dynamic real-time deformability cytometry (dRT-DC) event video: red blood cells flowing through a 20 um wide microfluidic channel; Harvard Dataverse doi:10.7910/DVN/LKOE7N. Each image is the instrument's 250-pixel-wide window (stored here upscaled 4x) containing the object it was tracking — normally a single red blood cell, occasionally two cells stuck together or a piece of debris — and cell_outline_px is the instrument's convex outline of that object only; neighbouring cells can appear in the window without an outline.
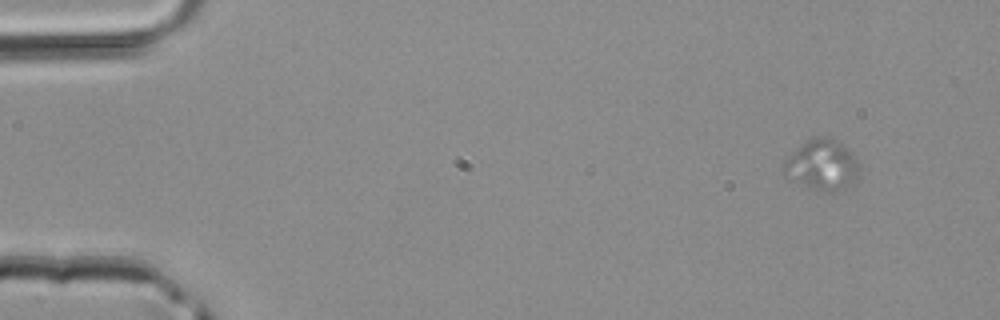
{"species": "common noctule bat (a hibernating species)", "species_latin": "Nyctalus noctula", "temperature_condition": "room temperature", "stored_images_in_passage": 3, "camera_frame_rate_fps": 3000, "um_per_image_px": 0.085, "animal": {"sex": "male", "body_mass_g": 20.4}, "frame": {"image": 1, "passage_image": 1, "time_ms": 0.0, "image_size_px": [1000, 320], "cell_outline_px": [[860, 172], [856, 180], [832, 192], [824, 192], [808, 188], [788, 180], [780, 168], [788, 156], [808, 136], [828, 136], [836, 140], [852, 152], [856, 156], [860, 164]], "centroid_in_image_um": [69.83, 14.0], "position_along_channel_um": 15.2, "area_um2": 23.0}}
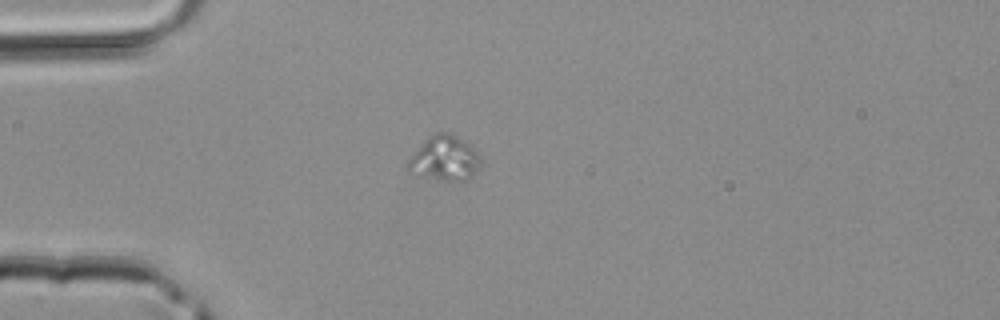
{"frame": {"image": 2, "passage_image": 3, "time_ms": 0.667, "image_size_px": [1000, 320], "cell_outline_px": [[484, 164], [468, 180], [440, 180], [408, 172], [408, 160], [428, 136], [436, 132], [452, 132], [476, 148], [484, 160]], "centroid_in_image_um": [37.88, 13.44], "position_along_channel_um": 47.1, "area_um2": 19.42}}